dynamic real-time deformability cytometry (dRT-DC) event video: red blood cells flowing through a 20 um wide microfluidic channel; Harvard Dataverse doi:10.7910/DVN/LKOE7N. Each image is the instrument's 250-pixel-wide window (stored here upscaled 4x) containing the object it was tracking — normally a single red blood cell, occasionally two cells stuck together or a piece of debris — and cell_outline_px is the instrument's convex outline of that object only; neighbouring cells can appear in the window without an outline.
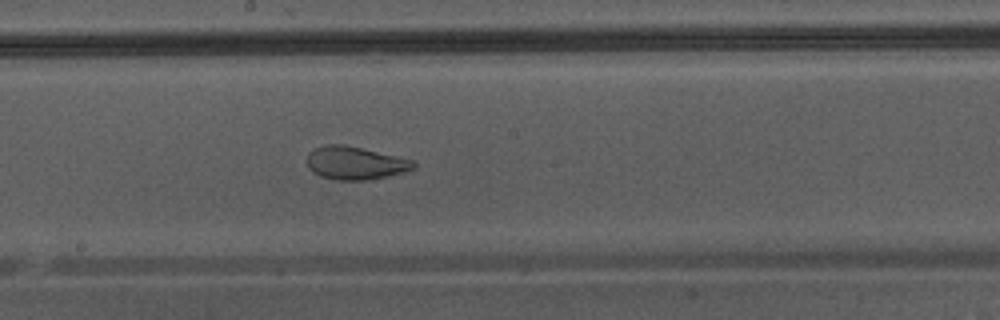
{"species": "Egyptian fruit bat (a non-hibernating species)", "species_latin": "Rousettus aegyptiacus", "temperature_condition": "warm", "stored_images_in_passage": 47, "camera_frame_rate_fps": 3000, "um_per_image_px": 0.085, "animal": {"sex": "male"}, "frame": {"image": 1, "passage_image": 27, "time_ms": 8.667, "image_size_px": [1000, 320], "cell_outline_px": [[416, 168], [404, 172], [388, 176], [368, 180], [336, 180], [320, 176], [312, 172], [308, 168], [308, 152], [316, 148], [328, 144], [344, 144], [416, 160]], "centroid_in_image_um": [30.23, 13.86], "position_along_channel_um": 218.0, "area_um2": 20.69}}